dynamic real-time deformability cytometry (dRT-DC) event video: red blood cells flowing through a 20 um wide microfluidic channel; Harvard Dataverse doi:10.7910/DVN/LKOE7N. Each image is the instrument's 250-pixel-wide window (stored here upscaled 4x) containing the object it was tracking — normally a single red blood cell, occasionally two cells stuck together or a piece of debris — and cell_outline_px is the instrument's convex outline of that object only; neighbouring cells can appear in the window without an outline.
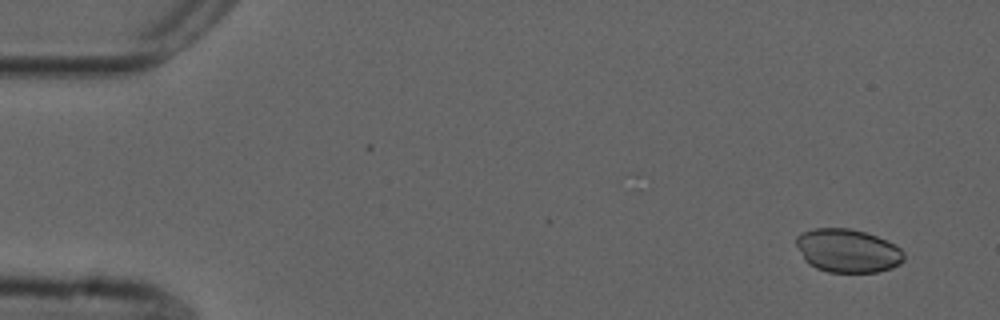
{"species": "common noctule bat (a hibernating species)", "species_latin": "Nyctalus noctula", "temperature_condition": "cold", "stored_images_in_passage": 55, "camera_frame_rate_fps": 3000, "um_per_image_px": 0.085, "animal": {"sex": "male", "forearm_length_mm": 52.5}, "frame": {"image": 1, "passage_image": 3, "time_ms": 0.667, "image_size_px": [1000, 320], "cell_outline_px": [[904, 260], [900, 264], [892, 268], [876, 272], [828, 272], [816, 268], [808, 264], [804, 260], [796, 244], [796, 236], [800, 232], [812, 228], [848, 228], [864, 232], [888, 240], [896, 244], [904, 252]], "centroid_in_image_um": [72.05, 21.3], "position_along_channel_um": 13.0, "area_um2": 27.57}}
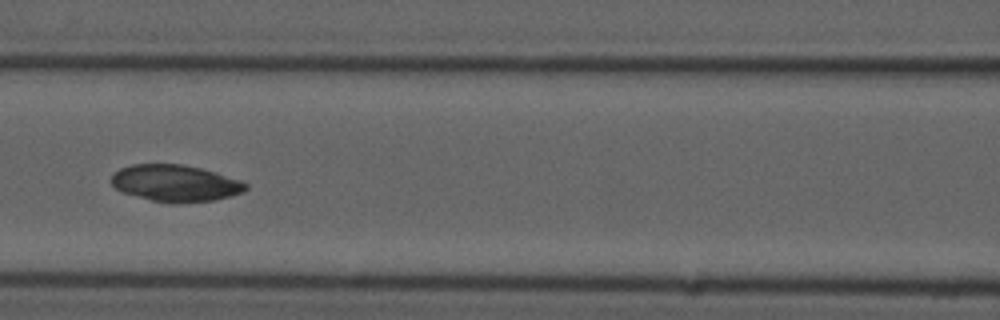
{"frame": {"image": 2, "passage_image": 24, "time_ms": 7.667, "image_size_px": [1000, 320], "cell_outline_px": [[248, 188], [244, 192], [212, 200], [176, 204], [172, 204], [152, 200], [124, 192], [116, 188], [112, 184], [112, 176], [120, 168], [132, 164], [184, 164], [216, 172], [240, 180], [248, 184]], "centroid_in_image_um": [14.93, 15.57], "position_along_channel_um": 151.7, "area_um2": 28.61}}
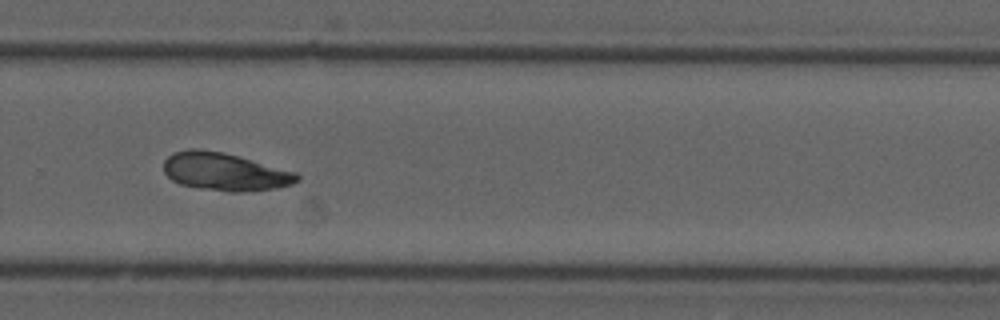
{"frame": {"image": 3, "passage_image": 37, "time_ms": 12.0, "image_size_px": [1000, 320], "cell_outline_px": [[300, 180], [292, 184], [276, 188], [244, 192], [232, 192], [200, 188], [180, 184], [172, 180], [164, 172], [164, 160], [172, 152], [188, 148], [200, 148], [224, 152], [240, 156], [296, 172], [300, 176]], "centroid_in_image_um": [19.1, 14.58], "position_along_channel_um": 310.7, "area_um2": 29.71}}